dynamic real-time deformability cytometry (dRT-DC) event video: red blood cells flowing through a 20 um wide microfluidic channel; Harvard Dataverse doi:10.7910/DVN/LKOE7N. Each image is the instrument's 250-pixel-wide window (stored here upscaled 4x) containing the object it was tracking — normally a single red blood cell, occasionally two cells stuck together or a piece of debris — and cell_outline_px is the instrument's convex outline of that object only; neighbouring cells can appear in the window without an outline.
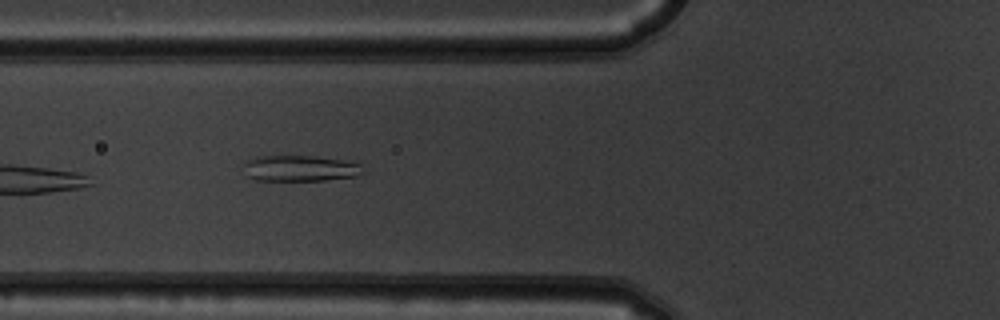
{"species": "common noctule bat (a hibernating species)", "species_latin": "Nyctalus noctula", "temperature_condition": "warm", "stored_images_in_passage": 5, "camera_frame_rate_fps": 3000, "um_per_image_px": 0.085, "animal": {"sex": "male", "body_mass_g": 19.5, "forearm_length_mm": 54.6}, "frame": {"image": 1, "passage_image": 5, "time_ms": 1.333, "image_size_px": [1000, 320], "cell_outline_px": [[364, 172], [356, 176], [324, 180], [256, 180], [248, 176], [244, 164], [248, 160], [256, 156], [312, 156], [340, 160], [360, 164], [364, 168]], "centroid_in_image_um": [25.52, 14.31], "position_along_channel_um": 100.3, "area_um2": 17.74}}